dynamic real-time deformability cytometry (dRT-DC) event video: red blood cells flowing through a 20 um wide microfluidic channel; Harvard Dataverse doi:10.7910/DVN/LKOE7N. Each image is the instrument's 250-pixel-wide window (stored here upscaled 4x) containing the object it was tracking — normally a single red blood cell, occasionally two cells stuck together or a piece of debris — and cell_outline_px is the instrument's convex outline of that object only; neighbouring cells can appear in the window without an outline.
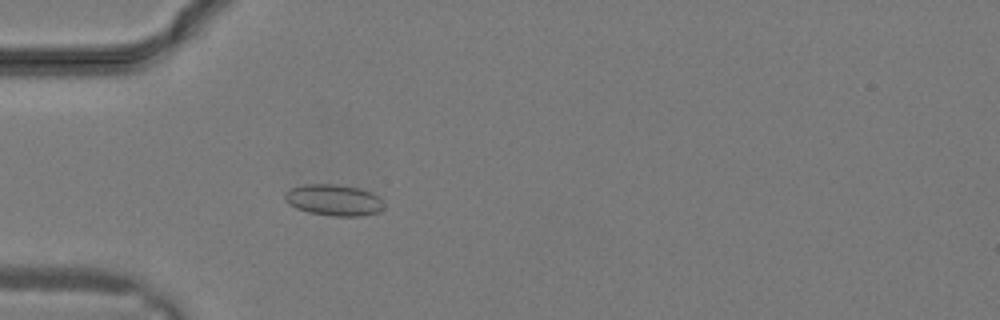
{"species": "common noctule bat (a hibernating species)", "species_latin": "Nyctalus noctula", "temperature_condition": "warm", "stored_images_in_passage": 17, "camera_frame_rate_fps": 3000, "um_per_image_px": 0.085, "animal": {"sex": "male", "body_mass_g": 19.2, "forearm_length_mm": 51.8}, "frame": {"image": 1, "passage_image": 5, "time_ms": 1.333, "image_size_px": [1000, 320], "cell_outline_px": [[384, 208], [380, 212], [360, 216], [332, 216], [308, 212], [296, 208], [288, 204], [284, 200], [284, 192], [288, 188], [304, 184], [336, 184], [360, 188], [372, 192], [384, 204]], "centroid_in_image_um": [28.33, 17.0], "position_along_channel_um": 56.7, "area_um2": 18.32}}
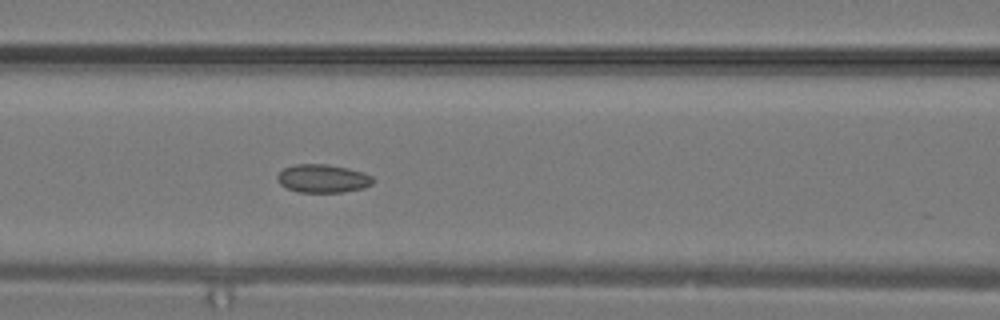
{"frame": {"image": 2, "passage_image": 9, "time_ms": 2.667, "image_size_px": [1000, 320], "cell_outline_px": [[372, 184], [364, 188], [344, 192], [300, 192], [288, 188], [280, 184], [276, 176], [284, 168], [296, 164], [324, 164], [348, 168], [372, 176]], "centroid_in_image_um": [27.43, 15.18], "position_along_channel_um": 139.2, "area_um2": 15.55}}
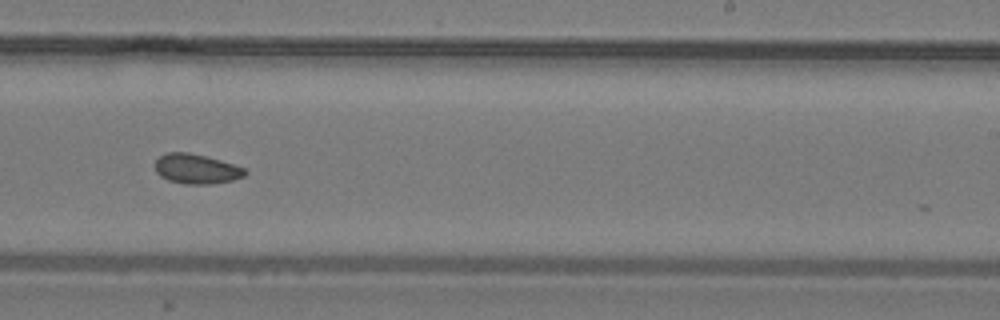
{"frame": {"image": 3, "passage_image": 15, "time_ms": 4.667, "image_size_px": [1000, 320], "cell_outline_px": [[248, 172], [244, 176], [232, 180], [212, 184], [184, 184], [168, 180], [160, 176], [156, 172], [156, 160], [160, 156], [168, 152], [188, 152], [220, 160], [244, 168]], "centroid_in_image_um": [16.68, 14.36], "position_along_channel_um": 272.3, "area_um2": 15.49}}